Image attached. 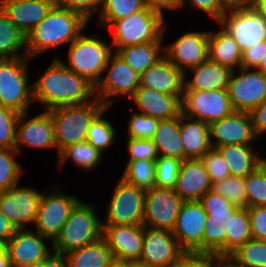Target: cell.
<instances>
[{
	"mask_svg": "<svg viewBox=\"0 0 266 267\" xmlns=\"http://www.w3.org/2000/svg\"><path fill=\"white\" fill-rule=\"evenodd\" d=\"M32 88L33 102L43 104L47 111L89 103L95 94V86L66 68L57 55L42 76L33 82Z\"/></svg>",
	"mask_w": 266,
	"mask_h": 267,
	"instance_id": "6da1fadb",
	"label": "cell"
},
{
	"mask_svg": "<svg viewBox=\"0 0 266 267\" xmlns=\"http://www.w3.org/2000/svg\"><path fill=\"white\" fill-rule=\"evenodd\" d=\"M80 13L54 5L26 35V54L28 58L38 56L46 50L72 43L88 24Z\"/></svg>",
	"mask_w": 266,
	"mask_h": 267,
	"instance_id": "7a4b0ae2",
	"label": "cell"
},
{
	"mask_svg": "<svg viewBox=\"0 0 266 267\" xmlns=\"http://www.w3.org/2000/svg\"><path fill=\"white\" fill-rule=\"evenodd\" d=\"M163 16V11L147 6L128 17L111 22L106 29L113 31V42L110 44L116 48L114 52L128 45L163 42L166 29Z\"/></svg>",
	"mask_w": 266,
	"mask_h": 267,
	"instance_id": "3957f363",
	"label": "cell"
},
{
	"mask_svg": "<svg viewBox=\"0 0 266 267\" xmlns=\"http://www.w3.org/2000/svg\"><path fill=\"white\" fill-rule=\"evenodd\" d=\"M83 105L57 107L48 112L54 126L58 154L66 147L84 142L92 120L106 107L97 98Z\"/></svg>",
	"mask_w": 266,
	"mask_h": 267,
	"instance_id": "277c9868",
	"label": "cell"
},
{
	"mask_svg": "<svg viewBox=\"0 0 266 267\" xmlns=\"http://www.w3.org/2000/svg\"><path fill=\"white\" fill-rule=\"evenodd\" d=\"M99 218L94 205L80 200L52 242L53 252L65 254L101 239L103 229Z\"/></svg>",
	"mask_w": 266,
	"mask_h": 267,
	"instance_id": "5b68a950",
	"label": "cell"
},
{
	"mask_svg": "<svg viewBox=\"0 0 266 267\" xmlns=\"http://www.w3.org/2000/svg\"><path fill=\"white\" fill-rule=\"evenodd\" d=\"M199 202L207 213L203 253L226 256V236H231L232 216L240 208L212 190L202 196Z\"/></svg>",
	"mask_w": 266,
	"mask_h": 267,
	"instance_id": "8992f818",
	"label": "cell"
},
{
	"mask_svg": "<svg viewBox=\"0 0 266 267\" xmlns=\"http://www.w3.org/2000/svg\"><path fill=\"white\" fill-rule=\"evenodd\" d=\"M95 35L80 34L68 50L69 65L60 60L66 68L85 77L94 86L102 78V73L113 54L112 45Z\"/></svg>",
	"mask_w": 266,
	"mask_h": 267,
	"instance_id": "52a82bcc",
	"label": "cell"
},
{
	"mask_svg": "<svg viewBox=\"0 0 266 267\" xmlns=\"http://www.w3.org/2000/svg\"><path fill=\"white\" fill-rule=\"evenodd\" d=\"M28 57L0 59V105L22 114L33 103V88L29 83Z\"/></svg>",
	"mask_w": 266,
	"mask_h": 267,
	"instance_id": "ba28073f",
	"label": "cell"
},
{
	"mask_svg": "<svg viewBox=\"0 0 266 267\" xmlns=\"http://www.w3.org/2000/svg\"><path fill=\"white\" fill-rule=\"evenodd\" d=\"M104 73L106 76L95 86V98L106 107H112L114 104L115 99H112V96L130 98L140 86V74L116 52L110 56Z\"/></svg>",
	"mask_w": 266,
	"mask_h": 267,
	"instance_id": "9c48e42d",
	"label": "cell"
},
{
	"mask_svg": "<svg viewBox=\"0 0 266 267\" xmlns=\"http://www.w3.org/2000/svg\"><path fill=\"white\" fill-rule=\"evenodd\" d=\"M109 201L102 225H143L145 191L120 178Z\"/></svg>",
	"mask_w": 266,
	"mask_h": 267,
	"instance_id": "30bf717a",
	"label": "cell"
},
{
	"mask_svg": "<svg viewBox=\"0 0 266 267\" xmlns=\"http://www.w3.org/2000/svg\"><path fill=\"white\" fill-rule=\"evenodd\" d=\"M53 188H56L55 192L51 191L49 194L45 191L42 193L36 219L34 221L35 231L52 242L59 235L72 209L80 201V199L74 195H66L60 192V188L56 185Z\"/></svg>",
	"mask_w": 266,
	"mask_h": 267,
	"instance_id": "8fae6325",
	"label": "cell"
},
{
	"mask_svg": "<svg viewBox=\"0 0 266 267\" xmlns=\"http://www.w3.org/2000/svg\"><path fill=\"white\" fill-rule=\"evenodd\" d=\"M181 106L182 114L209 125L235 111L227 90H184Z\"/></svg>",
	"mask_w": 266,
	"mask_h": 267,
	"instance_id": "7c38bea8",
	"label": "cell"
},
{
	"mask_svg": "<svg viewBox=\"0 0 266 267\" xmlns=\"http://www.w3.org/2000/svg\"><path fill=\"white\" fill-rule=\"evenodd\" d=\"M238 71L231 73L228 95L235 111L249 113L266 99V75L255 68L240 67Z\"/></svg>",
	"mask_w": 266,
	"mask_h": 267,
	"instance_id": "4fadbf2b",
	"label": "cell"
},
{
	"mask_svg": "<svg viewBox=\"0 0 266 267\" xmlns=\"http://www.w3.org/2000/svg\"><path fill=\"white\" fill-rule=\"evenodd\" d=\"M241 51L266 40V17L253 8L228 10L218 21Z\"/></svg>",
	"mask_w": 266,
	"mask_h": 267,
	"instance_id": "5bb4252c",
	"label": "cell"
},
{
	"mask_svg": "<svg viewBox=\"0 0 266 267\" xmlns=\"http://www.w3.org/2000/svg\"><path fill=\"white\" fill-rule=\"evenodd\" d=\"M184 200L171 188L145 192L143 226L172 231Z\"/></svg>",
	"mask_w": 266,
	"mask_h": 267,
	"instance_id": "9a60e30c",
	"label": "cell"
},
{
	"mask_svg": "<svg viewBox=\"0 0 266 267\" xmlns=\"http://www.w3.org/2000/svg\"><path fill=\"white\" fill-rule=\"evenodd\" d=\"M207 213L199 200L184 201L172 233L186 253H203V234Z\"/></svg>",
	"mask_w": 266,
	"mask_h": 267,
	"instance_id": "2e32d148",
	"label": "cell"
},
{
	"mask_svg": "<svg viewBox=\"0 0 266 267\" xmlns=\"http://www.w3.org/2000/svg\"><path fill=\"white\" fill-rule=\"evenodd\" d=\"M185 253L172 231L144 227L142 253L138 262L151 267H173Z\"/></svg>",
	"mask_w": 266,
	"mask_h": 267,
	"instance_id": "e0dca14e",
	"label": "cell"
},
{
	"mask_svg": "<svg viewBox=\"0 0 266 267\" xmlns=\"http://www.w3.org/2000/svg\"><path fill=\"white\" fill-rule=\"evenodd\" d=\"M17 186L0 192V212L17 229H22L28 223L34 224L43 192Z\"/></svg>",
	"mask_w": 266,
	"mask_h": 267,
	"instance_id": "ac0fdd59",
	"label": "cell"
},
{
	"mask_svg": "<svg viewBox=\"0 0 266 267\" xmlns=\"http://www.w3.org/2000/svg\"><path fill=\"white\" fill-rule=\"evenodd\" d=\"M173 43L164 46V56L185 73L209 59V31H191L178 36Z\"/></svg>",
	"mask_w": 266,
	"mask_h": 267,
	"instance_id": "d6986e66",
	"label": "cell"
},
{
	"mask_svg": "<svg viewBox=\"0 0 266 267\" xmlns=\"http://www.w3.org/2000/svg\"><path fill=\"white\" fill-rule=\"evenodd\" d=\"M43 237L37 231L17 229L5 244L12 267H37L50 253Z\"/></svg>",
	"mask_w": 266,
	"mask_h": 267,
	"instance_id": "ffe728a7",
	"label": "cell"
},
{
	"mask_svg": "<svg viewBox=\"0 0 266 267\" xmlns=\"http://www.w3.org/2000/svg\"><path fill=\"white\" fill-rule=\"evenodd\" d=\"M212 148L225 145L253 144L258 136L254 133L248 112L234 111L209 125Z\"/></svg>",
	"mask_w": 266,
	"mask_h": 267,
	"instance_id": "44dd1931",
	"label": "cell"
},
{
	"mask_svg": "<svg viewBox=\"0 0 266 267\" xmlns=\"http://www.w3.org/2000/svg\"><path fill=\"white\" fill-rule=\"evenodd\" d=\"M103 234L114 259L138 261L143 247V225H102Z\"/></svg>",
	"mask_w": 266,
	"mask_h": 267,
	"instance_id": "7402d4cb",
	"label": "cell"
},
{
	"mask_svg": "<svg viewBox=\"0 0 266 267\" xmlns=\"http://www.w3.org/2000/svg\"><path fill=\"white\" fill-rule=\"evenodd\" d=\"M28 113L20 114L16 125L15 150L18 154L21 145L35 148H57L50 113L46 110L29 119Z\"/></svg>",
	"mask_w": 266,
	"mask_h": 267,
	"instance_id": "603a6c76",
	"label": "cell"
},
{
	"mask_svg": "<svg viewBox=\"0 0 266 267\" xmlns=\"http://www.w3.org/2000/svg\"><path fill=\"white\" fill-rule=\"evenodd\" d=\"M55 4V0H0V8L25 36Z\"/></svg>",
	"mask_w": 266,
	"mask_h": 267,
	"instance_id": "cb8c5ba5",
	"label": "cell"
},
{
	"mask_svg": "<svg viewBox=\"0 0 266 267\" xmlns=\"http://www.w3.org/2000/svg\"><path fill=\"white\" fill-rule=\"evenodd\" d=\"M185 73L165 56L140 75V86L170 95H183Z\"/></svg>",
	"mask_w": 266,
	"mask_h": 267,
	"instance_id": "d4e9b609",
	"label": "cell"
},
{
	"mask_svg": "<svg viewBox=\"0 0 266 267\" xmlns=\"http://www.w3.org/2000/svg\"><path fill=\"white\" fill-rule=\"evenodd\" d=\"M183 95H170L139 86L130 97L140 109L141 114L159 120L170 119L182 113Z\"/></svg>",
	"mask_w": 266,
	"mask_h": 267,
	"instance_id": "484cf974",
	"label": "cell"
},
{
	"mask_svg": "<svg viewBox=\"0 0 266 267\" xmlns=\"http://www.w3.org/2000/svg\"><path fill=\"white\" fill-rule=\"evenodd\" d=\"M212 188V182L201 159L182 161L175 192L184 200H199Z\"/></svg>",
	"mask_w": 266,
	"mask_h": 267,
	"instance_id": "4316f807",
	"label": "cell"
},
{
	"mask_svg": "<svg viewBox=\"0 0 266 267\" xmlns=\"http://www.w3.org/2000/svg\"><path fill=\"white\" fill-rule=\"evenodd\" d=\"M193 77L184 80L185 90H227L231 73L230 68L209 59L190 69Z\"/></svg>",
	"mask_w": 266,
	"mask_h": 267,
	"instance_id": "83f0119b",
	"label": "cell"
},
{
	"mask_svg": "<svg viewBox=\"0 0 266 267\" xmlns=\"http://www.w3.org/2000/svg\"><path fill=\"white\" fill-rule=\"evenodd\" d=\"M180 137L186 159H201L212 148L209 124L180 114Z\"/></svg>",
	"mask_w": 266,
	"mask_h": 267,
	"instance_id": "f1b7e54d",
	"label": "cell"
},
{
	"mask_svg": "<svg viewBox=\"0 0 266 267\" xmlns=\"http://www.w3.org/2000/svg\"><path fill=\"white\" fill-rule=\"evenodd\" d=\"M229 167L231 176L246 177L265 162L253 144H231L216 148Z\"/></svg>",
	"mask_w": 266,
	"mask_h": 267,
	"instance_id": "f546056e",
	"label": "cell"
},
{
	"mask_svg": "<svg viewBox=\"0 0 266 267\" xmlns=\"http://www.w3.org/2000/svg\"><path fill=\"white\" fill-rule=\"evenodd\" d=\"M208 54L210 61L226 66L232 71L241 67L242 51L231 34L222 26L218 32L209 30Z\"/></svg>",
	"mask_w": 266,
	"mask_h": 267,
	"instance_id": "4dcf8cb0",
	"label": "cell"
},
{
	"mask_svg": "<svg viewBox=\"0 0 266 267\" xmlns=\"http://www.w3.org/2000/svg\"><path fill=\"white\" fill-rule=\"evenodd\" d=\"M159 156L185 160V149L180 137V115L160 120L152 138Z\"/></svg>",
	"mask_w": 266,
	"mask_h": 267,
	"instance_id": "1f68e13d",
	"label": "cell"
},
{
	"mask_svg": "<svg viewBox=\"0 0 266 267\" xmlns=\"http://www.w3.org/2000/svg\"><path fill=\"white\" fill-rule=\"evenodd\" d=\"M162 45V42L133 44L119 48L116 53L141 75L164 56V48H162L164 46Z\"/></svg>",
	"mask_w": 266,
	"mask_h": 267,
	"instance_id": "d6a6232c",
	"label": "cell"
},
{
	"mask_svg": "<svg viewBox=\"0 0 266 267\" xmlns=\"http://www.w3.org/2000/svg\"><path fill=\"white\" fill-rule=\"evenodd\" d=\"M68 267H107L114 259L105 239L71 250L64 254Z\"/></svg>",
	"mask_w": 266,
	"mask_h": 267,
	"instance_id": "836d02e7",
	"label": "cell"
},
{
	"mask_svg": "<svg viewBox=\"0 0 266 267\" xmlns=\"http://www.w3.org/2000/svg\"><path fill=\"white\" fill-rule=\"evenodd\" d=\"M21 49L24 50V55L23 53L17 54ZM22 57H27L26 36L10 21L0 8V59Z\"/></svg>",
	"mask_w": 266,
	"mask_h": 267,
	"instance_id": "e575fe53",
	"label": "cell"
},
{
	"mask_svg": "<svg viewBox=\"0 0 266 267\" xmlns=\"http://www.w3.org/2000/svg\"><path fill=\"white\" fill-rule=\"evenodd\" d=\"M102 154L98 149L94 148L88 141L76 143L63 149L58 154V163L62 167L68 158L73 164L81 170H95L102 159Z\"/></svg>",
	"mask_w": 266,
	"mask_h": 267,
	"instance_id": "d590c367",
	"label": "cell"
},
{
	"mask_svg": "<svg viewBox=\"0 0 266 267\" xmlns=\"http://www.w3.org/2000/svg\"><path fill=\"white\" fill-rule=\"evenodd\" d=\"M121 178L143 191H149L156 187L155 161L127 160Z\"/></svg>",
	"mask_w": 266,
	"mask_h": 267,
	"instance_id": "8d00e7d4",
	"label": "cell"
},
{
	"mask_svg": "<svg viewBox=\"0 0 266 267\" xmlns=\"http://www.w3.org/2000/svg\"><path fill=\"white\" fill-rule=\"evenodd\" d=\"M228 257L238 267H266V241L251 238Z\"/></svg>",
	"mask_w": 266,
	"mask_h": 267,
	"instance_id": "74e56055",
	"label": "cell"
},
{
	"mask_svg": "<svg viewBox=\"0 0 266 267\" xmlns=\"http://www.w3.org/2000/svg\"><path fill=\"white\" fill-rule=\"evenodd\" d=\"M147 6L143 0H104L99 13V27L105 28L111 22L128 17Z\"/></svg>",
	"mask_w": 266,
	"mask_h": 267,
	"instance_id": "f35d334b",
	"label": "cell"
},
{
	"mask_svg": "<svg viewBox=\"0 0 266 267\" xmlns=\"http://www.w3.org/2000/svg\"><path fill=\"white\" fill-rule=\"evenodd\" d=\"M110 107H105L91 122L87 132V139L94 148L101 153L106 151L115 140L116 131L114 126L103 118L102 115L108 111Z\"/></svg>",
	"mask_w": 266,
	"mask_h": 267,
	"instance_id": "ab89813d",
	"label": "cell"
},
{
	"mask_svg": "<svg viewBox=\"0 0 266 267\" xmlns=\"http://www.w3.org/2000/svg\"><path fill=\"white\" fill-rule=\"evenodd\" d=\"M211 190L229 200L238 208H249L245 189V177L229 176L223 180L212 183Z\"/></svg>",
	"mask_w": 266,
	"mask_h": 267,
	"instance_id": "60d3db41",
	"label": "cell"
},
{
	"mask_svg": "<svg viewBox=\"0 0 266 267\" xmlns=\"http://www.w3.org/2000/svg\"><path fill=\"white\" fill-rule=\"evenodd\" d=\"M252 238L248 208H240L232 216L231 236H226V256Z\"/></svg>",
	"mask_w": 266,
	"mask_h": 267,
	"instance_id": "b9f144b4",
	"label": "cell"
},
{
	"mask_svg": "<svg viewBox=\"0 0 266 267\" xmlns=\"http://www.w3.org/2000/svg\"><path fill=\"white\" fill-rule=\"evenodd\" d=\"M18 152L15 149L0 148V192L16 186L24 172L22 166L15 160Z\"/></svg>",
	"mask_w": 266,
	"mask_h": 267,
	"instance_id": "7bdbcfd3",
	"label": "cell"
},
{
	"mask_svg": "<svg viewBox=\"0 0 266 267\" xmlns=\"http://www.w3.org/2000/svg\"><path fill=\"white\" fill-rule=\"evenodd\" d=\"M245 189L249 208L266 206V161L245 177Z\"/></svg>",
	"mask_w": 266,
	"mask_h": 267,
	"instance_id": "ee69618b",
	"label": "cell"
},
{
	"mask_svg": "<svg viewBox=\"0 0 266 267\" xmlns=\"http://www.w3.org/2000/svg\"><path fill=\"white\" fill-rule=\"evenodd\" d=\"M182 161L159 156L155 161L156 187L174 189Z\"/></svg>",
	"mask_w": 266,
	"mask_h": 267,
	"instance_id": "f6af8a7d",
	"label": "cell"
},
{
	"mask_svg": "<svg viewBox=\"0 0 266 267\" xmlns=\"http://www.w3.org/2000/svg\"><path fill=\"white\" fill-rule=\"evenodd\" d=\"M20 113L0 105V148L15 149L16 125Z\"/></svg>",
	"mask_w": 266,
	"mask_h": 267,
	"instance_id": "bcb514c9",
	"label": "cell"
},
{
	"mask_svg": "<svg viewBox=\"0 0 266 267\" xmlns=\"http://www.w3.org/2000/svg\"><path fill=\"white\" fill-rule=\"evenodd\" d=\"M159 121V119L141 114L140 112H133L127 123L128 137L136 139H152Z\"/></svg>",
	"mask_w": 266,
	"mask_h": 267,
	"instance_id": "7dc6e473",
	"label": "cell"
},
{
	"mask_svg": "<svg viewBox=\"0 0 266 267\" xmlns=\"http://www.w3.org/2000/svg\"><path fill=\"white\" fill-rule=\"evenodd\" d=\"M201 160L205 165L206 171L212 183L231 176L227 163L217 149L211 148L208 150L201 157Z\"/></svg>",
	"mask_w": 266,
	"mask_h": 267,
	"instance_id": "c3c4849f",
	"label": "cell"
},
{
	"mask_svg": "<svg viewBox=\"0 0 266 267\" xmlns=\"http://www.w3.org/2000/svg\"><path fill=\"white\" fill-rule=\"evenodd\" d=\"M127 149L129 152L128 160H149L156 161L159 157L155 144L152 139H127Z\"/></svg>",
	"mask_w": 266,
	"mask_h": 267,
	"instance_id": "681fc988",
	"label": "cell"
},
{
	"mask_svg": "<svg viewBox=\"0 0 266 267\" xmlns=\"http://www.w3.org/2000/svg\"><path fill=\"white\" fill-rule=\"evenodd\" d=\"M192 4L193 7H196L200 11L207 13L213 20H216V23L220 20L221 16H223L228 9L225 6L224 0H187ZM186 0H175L174 9H180L185 7Z\"/></svg>",
	"mask_w": 266,
	"mask_h": 267,
	"instance_id": "f907efd6",
	"label": "cell"
},
{
	"mask_svg": "<svg viewBox=\"0 0 266 267\" xmlns=\"http://www.w3.org/2000/svg\"><path fill=\"white\" fill-rule=\"evenodd\" d=\"M56 5L80 13L87 21L100 12L104 0H55ZM100 10V11H99Z\"/></svg>",
	"mask_w": 266,
	"mask_h": 267,
	"instance_id": "816d5d0a",
	"label": "cell"
},
{
	"mask_svg": "<svg viewBox=\"0 0 266 267\" xmlns=\"http://www.w3.org/2000/svg\"><path fill=\"white\" fill-rule=\"evenodd\" d=\"M253 239L266 241V206L248 208Z\"/></svg>",
	"mask_w": 266,
	"mask_h": 267,
	"instance_id": "f5cc1de1",
	"label": "cell"
},
{
	"mask_svg": "<svg viewBox=\"0 0 266 267\" xmlns=\"http://www.w3.org/2000/svg\"><path fill=\"white\" fill-rule=\"evenodd\" d=\"M221 257L217 254L185 253L173 267H213Z\"/></svg>",
	"mask_w": 266,
	"mask_h": 267,
	"instance_id": "db71d44e",
	"label": "cell"
},
{
	"mask_svg": "<svg viewBox=\"0 0 266 267\" xmlns=\"http://www.w3.org/2000/svg\"><path fill=\"white\" fill-rule=\"evenodd\" d=\"M266 40L259 41L250 48L242 51L241 67L244 68H257L265 55Z\"/></svg>",
	"mask_w": 266,
	"mask_h": 267,
	"instance_id": "11a10c76",
	"label": "cell"
},
{
	"mask_svg": "<svg viewBox=\"0 0 266 267\" xmlns=\"http://www.w3.org/2000/svg\"><path fill=\"white\" fill-rule=\"evenodd\" d=\"M254 133L260 137L266 132V99L249 112Z\"/></svg>",
	"mask_w": 266,
	"mask_h": 267,
	"instance_id": "9f6ffc18",
	"label": "cell"
},
{
	"mask_svg": "<svg viewBox=\"0 0 266 267\" xmlns=\"http://www.w3.org/2000/svg\"><path fill=\"white\" fill-rule=\"evenodd\" d=\"M17 228L0 212V244L5 245Z\"/></svg>",
	"mask_w": 266,
	"mask_h": 267,
	"instance_id": "6f0895ef",
	"label": "cell"
},
{
	"mask_svg": "<svg viewBox=\"0 0 266 267\" xmlns=\"http://www.w3.org/2000/svg\"><path fill=\"white\" fill-rule=\"evenodd\" d=\"M37 267H68L64 254L51 252Z\"/></svg>",
	"mask_w": 266,
	"mask_h": 267,
	"instance_id": "680465c9",
	"label": "cell"
},
{
	"mask_svg": "<svg viewBox=\"0 0 266 267\" xmlns=\"http://www.w3.org/2000/svg\"><path fill=\"white\" fill-rule=\"evenodd\" d=\"M148 6L155 7L161 11L163 9L173 10L175 6V0H143Z\"/></svg>",
	"mask_w": 266,
	"mask_h": 267,
	"instance_id": "91938a15",
	"label": "cell"
},
{
	"mask_svg": "<svg viewBox=\"0 0 266 267\" xmlns=\"http://www.w3.org/2000/svg\"><path fill=\"white\" fill-rule=\"evenodd\" d=\"M255 0H224L228 10L252 8Z\"/></svg>",
	"mask_w": 266,
	"mask_h": 267,
	"instance_id": "94428289",
	"label": "cell"
},
{
	"mask_svg": "<svg viewBox=\"0 0 266 267\" xmlns=\"http://www.w3.org/2000/svg\"><path fill=\"white\" fill-rule=\"evenodd\" d=\"M0 267H12L5 245L0 244Z\"/></svg>",
	"mask_w": 266,
	"mask_h": 267,
	"instance_id": "6125c7cd",
	"label": "cell"
},
{
	"mask_svg": "<svg viewBox=\"0 0 266 267\" xmlns=\"http://www.w3.org/2000/svg\"><path fill=\"white\" fill-rule=\"evenodd\" d=\"M213 267H238L228 256H222Z\"/></svg>",
	"mask_w": 266,
	"mask_h": 267,
	"instance_id": "be15d7a7",
	"label": "cell"
},
{
	"mask_svg": "<svg viewBox=\"0 0 266 267\" xmlns=\"http://www.w3.org/2000/svg\"><path fill=\"white\" fill-rule=\"evenodd\" d=\"M252 8L266 17V0H255Z\"/></svg>",
	"mask_w": 266,
	"mask_h": 267,
	"instance_id": "e7e4bbea",
	"label": "cell"
},
{
	"mask_svg": "<svg viewBox=\"0 0 266 267\" xmlns=\"http://www.w3.org/2000/svg\"><path fill=\"white\" fill-rule=\"evenodd\" d=\"M107 267H127V261L113 259Z\"/></svg>",
	"mask_w": 266,
	"mask_h": 267,
	"instance_id": "03108f58",
	"label": "cell"
},
{
	"mask_svg": "<svg viewBox=\"0 0 266 267\" xmlns=\"http://www.w3.org/2000/svg\"><path fill=\"white\" fill-rule=\"evenodd\" d=\"M260 72H262L264 75H266V46H265V55L264 58L262 59L261 63L259 66L256 68Z\"/></svg>",
	"mask_w": 266,
	"mask_h": 267,
	"instance_id": "003e7915",
	"label": "cell"
},
{
	"mask_svg": "<svg viewBox=\"0 0 266 267\" xmlns=\"http://www.w3.org/2000/svg\"><path fill=\"white\" fill-rule=\"evenodd\" d=\"M127 267H151L138 261H127Z\"/></svg>",
	"mask_w": 266,
	"mask_h": 267,
	"instance_id": "a7ac6f4b",
	"label": "cell"
}]
</instances>
